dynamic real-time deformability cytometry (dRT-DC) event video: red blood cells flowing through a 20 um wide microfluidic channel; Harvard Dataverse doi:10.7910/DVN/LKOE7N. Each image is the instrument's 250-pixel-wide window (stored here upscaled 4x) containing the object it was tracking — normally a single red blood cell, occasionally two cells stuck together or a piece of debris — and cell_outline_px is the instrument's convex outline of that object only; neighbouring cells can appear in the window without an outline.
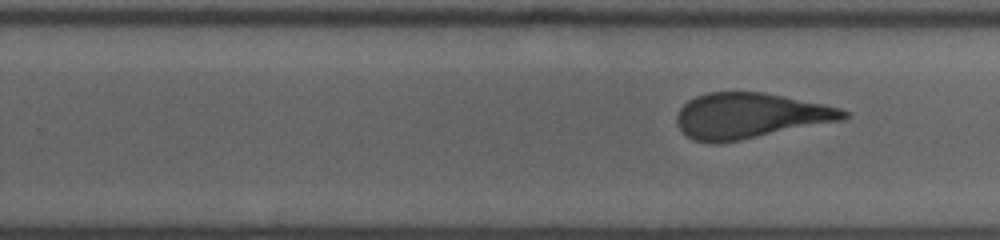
{"species": "human", "species_latin": "Homo sapiens", "temperature_condition": "room temperature", "stored_images_in_passage": 19, "segment_of_instrument_passage": [2, 2], "camera_frame_rate_fps": 3000, "um_per_image_px": 0.085, "donor": {"sex": "male"}, "frame": {"image": 1, "passage_image": 19, "time_ms": 7.667, "image_size_px": [1000, 240], "cell_outline_px": [[848, 116], [844, 120], [720, 144], [712, 144], [692, 140], [676, 124], [676, 116], [680, 108], [688, 100], [696, 96], [708, 92], [760, 92], [840, 108], [848, 112]], "centroid_in_image_um": [63.7, 9.86], "position_along_channel_um": 266.1, "area_um2": 43.99}}